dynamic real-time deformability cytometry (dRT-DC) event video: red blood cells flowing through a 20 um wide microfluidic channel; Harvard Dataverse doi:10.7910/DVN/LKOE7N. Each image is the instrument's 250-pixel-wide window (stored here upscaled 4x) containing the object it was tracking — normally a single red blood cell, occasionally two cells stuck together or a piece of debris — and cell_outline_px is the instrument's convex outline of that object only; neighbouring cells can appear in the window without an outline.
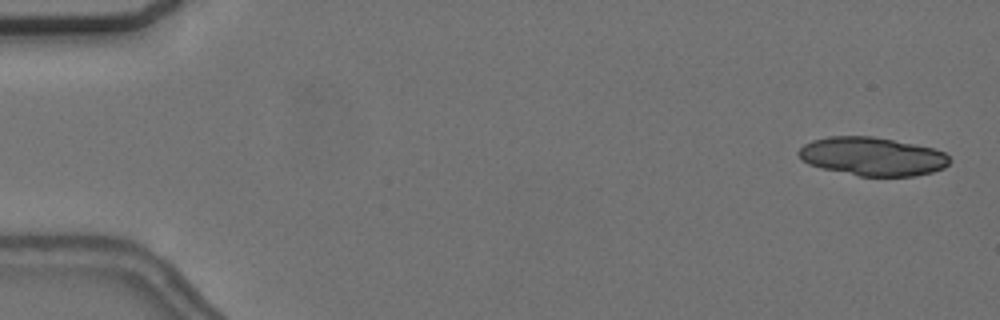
{"species": "common noctule bat (a hibernating species)", "species_latin": "Nyctalus noctula", "temperature_condition": "cold", "stored_images_in_passage": 12, "camera_frame_rate_fps": 3000, "um_per_image_px": 0.085, "animal": {"sex": "female", "body_mass_g": 24.6, "forearm_length_mm": 56.2}, "frame": {"image": 1, "passage_image": 2, "time_ms": 0.333, "image_size_px": [1000, 320], "cell_outline_px": [[952, 160], [944, 168], [932, 172], [916, 176], [860, 176], [824, 168], [808, 164], [796, 152], [804, 144], [812, 140], [828, 136], [872, 136], [932, 148], [944, 152]], "centroid_in_image_um": [74.16, 13.3], "position_along_channel_um": 10.8, "area_um2": 33.64}}